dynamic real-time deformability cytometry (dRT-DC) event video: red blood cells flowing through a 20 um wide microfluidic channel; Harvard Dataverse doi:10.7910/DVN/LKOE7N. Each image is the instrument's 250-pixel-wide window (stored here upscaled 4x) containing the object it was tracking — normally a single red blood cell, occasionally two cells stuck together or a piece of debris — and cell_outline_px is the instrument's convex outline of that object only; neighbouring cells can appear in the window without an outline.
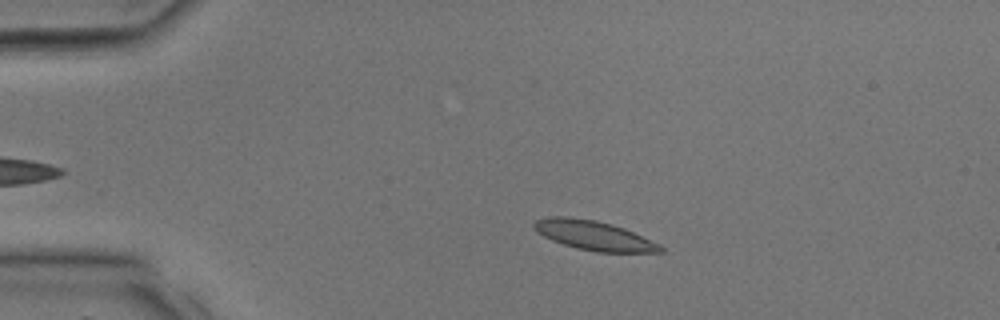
{"species": "common noctule bat (a hibernating species)", "species_latin": "Nyctalus noctula", "temperature_condition": "room temperature", "stored_images_in_passage": 31, "camera_frame_rate_fps": 3000, "um_per_image_px": 0.085, "animal": {"sex": "male", "body_mass_g": 17.9, "forearm_length_mm": 54.2}, "frame": {"image": 1, "passage_image": 5, "time_ms": 1.333, "image_size_px": [1000, 320], "cell_outline_px": [[664, 252], [596, 252], [576, 248], [552, 240], [536, 232], [532, 228], [532, 224], [536, 220], [552, 216], [568, 216], [596, 220], [612, 224], [624, 228], [660, 244], [664, 248]], "centroid_in_image_um": [50.46, 20.01], "position_along_channel_um": 34.5, "area_um2": 21.73}}
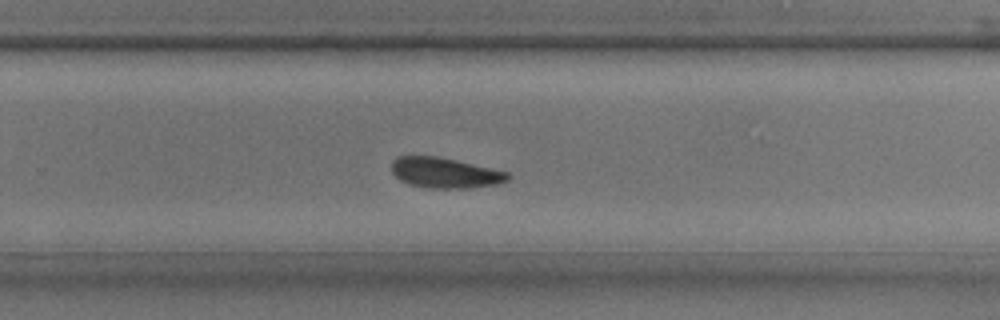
{"frame": {"image": 2, "passage_image": 20, "time_ms": 6.333, "image_size_px": [1000, 320], "cell_outline_px": [[512, 176], [508, 180], [496, 184], [472, 188], [432, 188], [408, 184], [400, 180], [392, 172], [392, 160], [396, 156], [440, 156], [508, 172]], "centroid_in_image_um": [37.82, 14.68], "position_along_channel_um": 292.0, "area_um2": 20.69}}
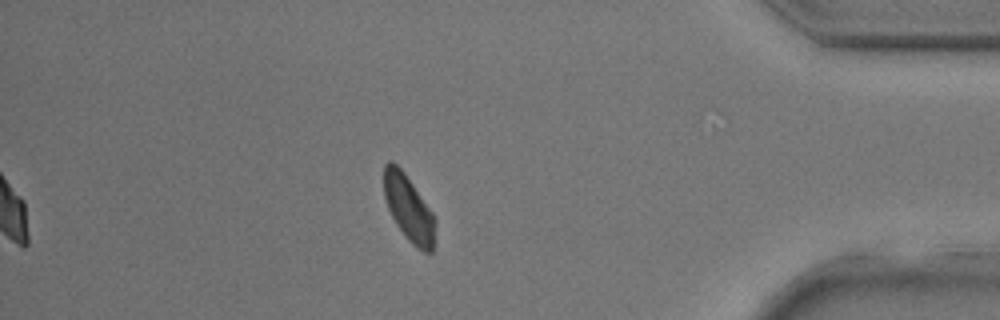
{"frame": {"image": 3, "passage_image": 27, "time_ms": 8.667, "image_size_px": [1000, 320], "cell_outline_px": [[436, 220], [432, 252], [424, 252], [416, 248], [404, 236], [396, 224], [388, 208], [384, 196], [384, 164], [388, 160], [392, 160], [404, 172], [432, 212]], "centroid_in_image_um": [34.73, 17.71], "position_along_channel_um": 400.5, "area_um2": 19.65}}